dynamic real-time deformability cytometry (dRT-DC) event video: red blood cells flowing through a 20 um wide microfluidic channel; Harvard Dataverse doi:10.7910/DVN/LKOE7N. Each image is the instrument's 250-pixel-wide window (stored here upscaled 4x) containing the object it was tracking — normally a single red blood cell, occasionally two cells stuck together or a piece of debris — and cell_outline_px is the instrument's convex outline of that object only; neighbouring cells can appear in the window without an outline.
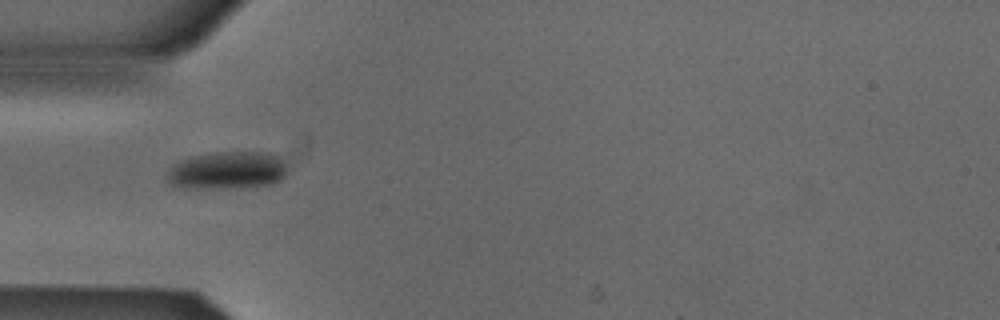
{"species": "Egyptian fruit bat (a non-hibernating species)", "species_latin": "Rousettus aegyptiacus", "temperature_condition": "cold", "stored_images_in_passage": 1, "camera_frame_rate_fps": 3000, "um_per_image_px": 0.085, "animal": {"sex": "male"}, "frame": {"image": 1, "passage_image": 1, "time_ms": 0.0, "image_size_px": [1000, 320], "cell_outline_px": [[284, 176], [280, 180], [272, 184], [220, 188], [196, 188], [172, 184], [168, 180], [168, 168], [172, 164], [188, 156], [216, 152], [276, 152], [284, 164]], "centroid_in_image_um": [19.31, 14.45], "position_along_channel_um": 65.7, "area_um2": 26.18}}